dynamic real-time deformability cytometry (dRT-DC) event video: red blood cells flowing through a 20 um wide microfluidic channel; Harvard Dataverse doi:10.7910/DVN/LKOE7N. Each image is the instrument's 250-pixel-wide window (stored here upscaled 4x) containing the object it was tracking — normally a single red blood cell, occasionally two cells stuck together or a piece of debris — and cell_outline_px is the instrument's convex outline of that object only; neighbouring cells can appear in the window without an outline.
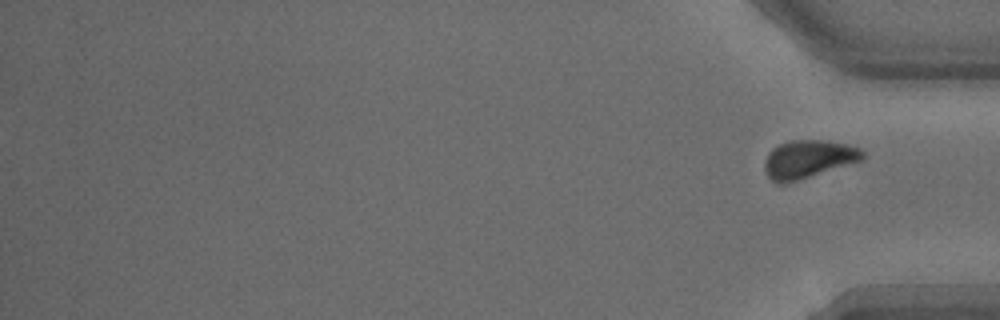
{"species": "common noctule bat (a hibernating species)", "species_latin": "Nyctalus noctula", "temperature_condition": "warm", "stored_images_in_passage": 32, "segment_of_instrument_passage": [2, 2], "camera_frame_rate_fps": 3000, "um_per_image_px": 0.085, "animal": {"sex": "male", "body_mass_g": 15.6}, "frame": {"image": 1, "passage_image": 32, "time_ms": 10.333, "image_size_px": [1000, 320], "cell_outline_px": [[864, 160], [784, 184], [780, 184], [772, 180], [764, 172], [764, 164], [768, 152], [772, 148], [780, 144], [792, 140], [828, 140], [848, 144], [860, 148], [864, 152]], "centroid_in_image_um": [68.71, 13.52], "position_along_channel_um": 366.5, "area_um2": 21.85}}